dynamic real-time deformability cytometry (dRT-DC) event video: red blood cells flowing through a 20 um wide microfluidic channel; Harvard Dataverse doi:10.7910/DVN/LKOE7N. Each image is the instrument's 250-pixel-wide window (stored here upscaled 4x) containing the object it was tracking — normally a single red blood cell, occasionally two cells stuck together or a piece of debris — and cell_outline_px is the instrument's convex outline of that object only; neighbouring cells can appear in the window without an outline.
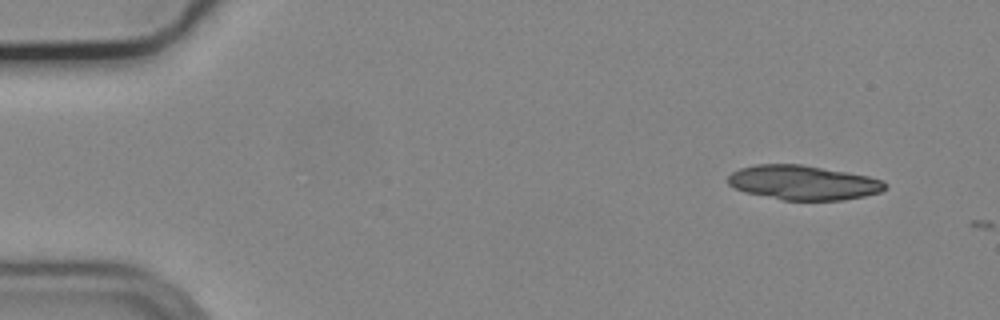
{"species": "common noctule bat (a hibernating species)", "species_latin": "Nyctalus noctula", "temperature_condition": "cold", "stored_images_in_passage": 5, "camera_frame_rate_fps": 3000, "um_per_image_px": 0.085, "animal": {"sex": "male", "body_mass_g": 19.2, "forearm_length_mm": 51.8}, "frame": {"image": 1, "passage_image": 3, "time_ms": 0.667, "image_size_px": [1000, 320], "cell_outline_px": [[888, 184], [880, 192], [864, 196], [844, 200], [784, 200], [744, 192], [728, 184], [728, 176], [732, 172], [740, 168], [756, 164], [800, 164], [868, 176], [884, 180]], "centroid_in_image_um": [68.27, 15.52], "position_along_channel_um": 16.7, "area_um2": 31.44}}